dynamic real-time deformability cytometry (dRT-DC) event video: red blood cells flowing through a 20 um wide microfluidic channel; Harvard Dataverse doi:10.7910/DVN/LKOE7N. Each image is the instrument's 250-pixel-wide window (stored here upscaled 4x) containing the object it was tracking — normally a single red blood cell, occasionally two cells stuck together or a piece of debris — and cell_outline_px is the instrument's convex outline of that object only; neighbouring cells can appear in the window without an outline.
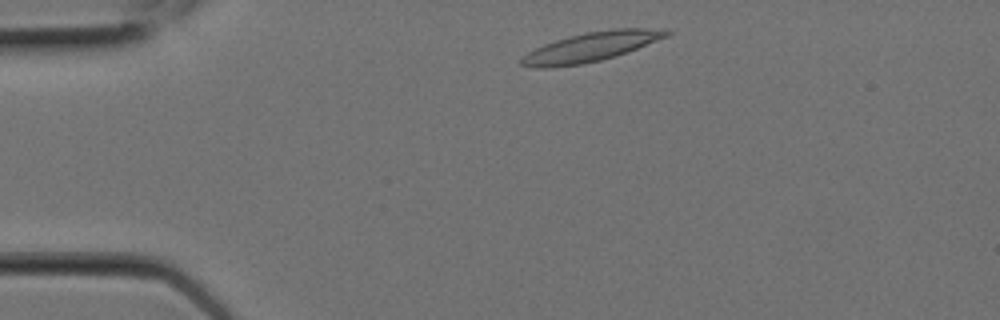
{"species": "Egyptian fruit bat (a non-hibernating species)", "species_latin": "Rousettus aegyptiacus", "temperature_condition": "room temperature", "stored_images_in_passage": 4, "camera_frame_rate_fps": 3000, "um_per_image_px": 0.085, "animal": {"sex": "female"}, "frame": {"image": 1, "passage_image": 1, "time_ms": 0.0, "image_size_px": [1000, 320], "cell_outline_px": [[672, 32], [668, 36], [616, 56], [584, 64], [552, 68], [536, 68], [520, 64], [520, 56], [544, 44], [556, 40], [588, 32], [612, 28], [644, 28]], "centroid_in_image_um": [50.16, 4.01], "position_along_channel_um": 34.8, "area_um2": 24.51}}
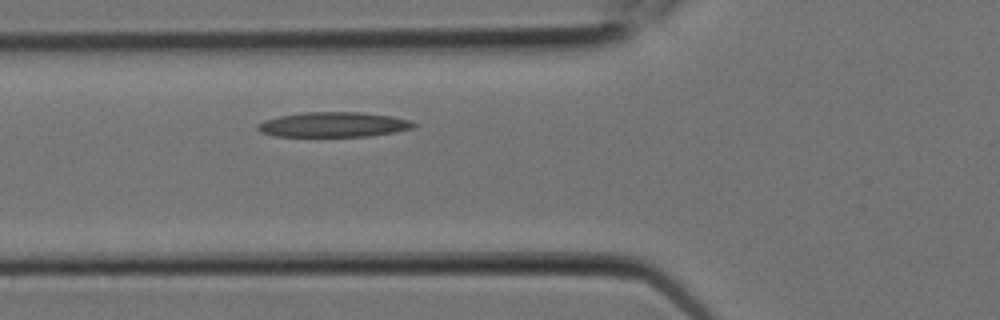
{"frame": {"image": 2, "passage_image": 4, "time_ms": 1.0, "image_size_px": [1000, 320], "cell_outline_px": [[416, 128], [396, 132], [368, 136], [272, 136], [260, 132], [256, 128], [256, 124], [264, 120], [280, 116], [304, 112], [360, 112], [392, 116], [412, 120], [416, 124]], "centroid_in_image_um": [28.37, 10.59], "position_along_channel_um": 97.4, "area_um2": 22.89}}